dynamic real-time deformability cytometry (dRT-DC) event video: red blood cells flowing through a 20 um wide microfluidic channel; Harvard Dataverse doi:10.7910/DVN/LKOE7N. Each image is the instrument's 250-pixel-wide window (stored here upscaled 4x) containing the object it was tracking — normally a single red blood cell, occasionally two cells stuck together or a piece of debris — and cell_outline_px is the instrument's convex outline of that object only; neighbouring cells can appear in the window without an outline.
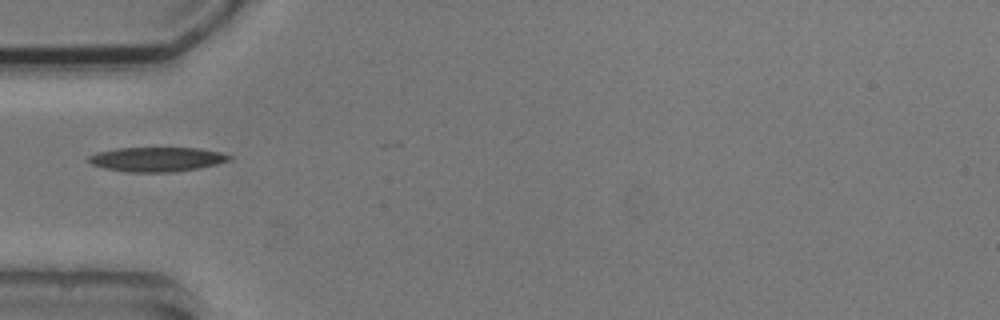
{"species": "common noctule bat (a hibernating species)", "species_latin": "Nyctalus noctula", "temperature_condition": "cold", "stored_images_in_passage": 1, "camera_frame_rate_fps": 3000, "um_per_image_px": 0.085, "animal": {"sex": "male", "body_mass_g": 20.5, "forearm_length_mm": 52.5}, "frame": {"image": 1, "passage_image": 1, "time_ms": 0.0, "image_size_px": [1000, 320], "cell_outline_px": [[232, 160], [216, 164], [196, 168], [172, 172], [128, 172], [104, 168], [92, 164], [88, 160], [88, 156], [96, 152], [116, 148], [200, 148], [220, 152], [232, 156]], "centroid_in_image_um": [13.32, 13.53], "position_along_channel_um": 71.7, "area_um2": 20.0}}